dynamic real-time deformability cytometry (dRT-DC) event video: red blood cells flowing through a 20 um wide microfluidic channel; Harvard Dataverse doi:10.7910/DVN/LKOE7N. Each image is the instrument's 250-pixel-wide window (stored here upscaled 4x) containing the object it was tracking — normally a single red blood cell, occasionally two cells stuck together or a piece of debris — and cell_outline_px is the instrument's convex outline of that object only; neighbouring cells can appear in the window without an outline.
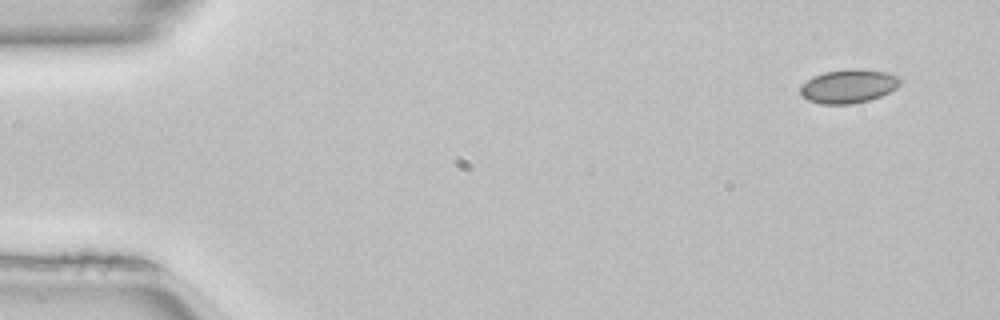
{"species": "common noctule bat (a hibernating species)", "species_latin": "Nyctalus noctula", "temperature_condition": "room temperature", "stored_images_in_passage": 48, "camera_frame_rate_fps": 3000, "um_per_image_px": 0.085, "animal": {"sex": "female", "body_mass_g": 22.7, "forearm_length_mm": 54.2}, "frame": {"image": 1, "passage_image": 1, "time_ms": 0.0, "image_size_px": [1000, 320], "cell_outline_px": [[904, 80], [896, 88], [880, 96], [868, 100], [852, 104], [820, 104], [808, 100], [800, 92], [800, 88], [812, 76], [824, 72], [852, 68], [888, 72], [900, 76]], "centroid_in_image_um": [72.17, 7.32], "position_along_channel_um": 12.8, "area_um2": 19.65}}
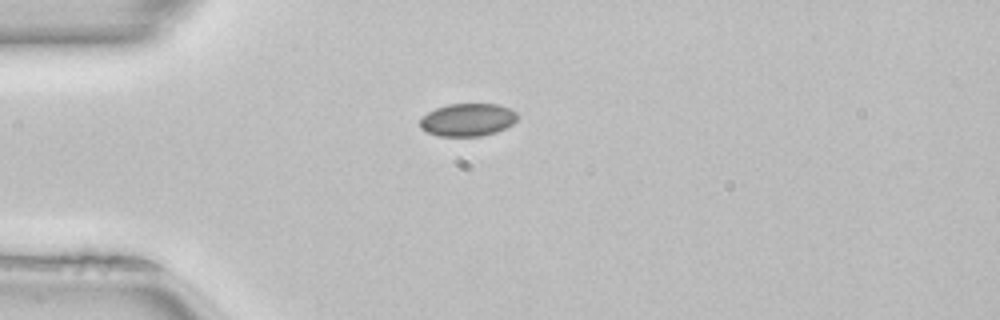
{"frame": {"image": 2, "passage_image": 11, "time_ms": 3.333, "image_size_px": [1000, 320], "cell_outline_px": [[516, 120], [512, 124], [496, 132], [480, 136], [440, 136], [428, 132], [420, 128], [420, 120], [428, 112], [436, 108], [448, 104], [496, 104], [508, 108], [516, 112]], "centroid_in_image_um": [39.73, 10.18], "position_along_channel_um": 45.3, "area_um2": 18.38}}
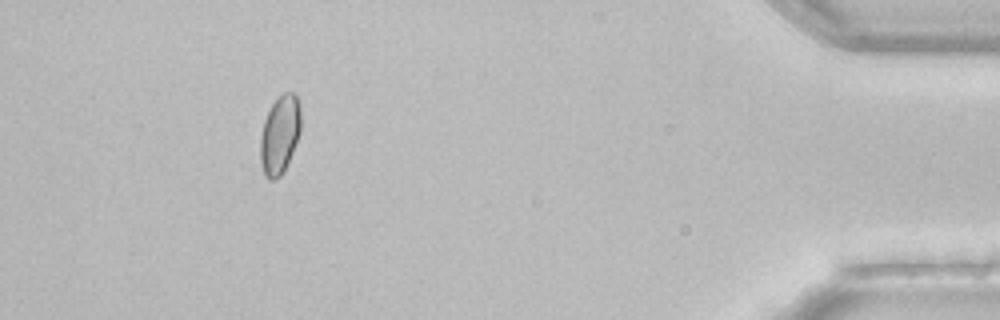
{"frame": {"image": 3, "passage_image": 44, "time_ms": 14.333, "image_size_px": [1000, 320], "cell_outline_px": [[300, 132], [284, 172], [280, 176], [272, 180], [268, 180], [264, 176], [260, 160], [260, 136], [264, 120], [272, 104], [284, 92], [296, 92], [300, 104]], "centroid_in_image_um": [23.77, 11.45], "position_along_channel_um": 411.4, "area_um2": 18.61}, "authors_computed_cell_mechanics": {"area_um2": 18.4382, "velocity_mm_per_s": 4.0663, "shape_relaxation_time_tau1_ms": null, "shape_relaxation_time_tau2_ms": 2.7076, "deformation_change_tau1": null, "deformation_change_tau2": 0.0374}}